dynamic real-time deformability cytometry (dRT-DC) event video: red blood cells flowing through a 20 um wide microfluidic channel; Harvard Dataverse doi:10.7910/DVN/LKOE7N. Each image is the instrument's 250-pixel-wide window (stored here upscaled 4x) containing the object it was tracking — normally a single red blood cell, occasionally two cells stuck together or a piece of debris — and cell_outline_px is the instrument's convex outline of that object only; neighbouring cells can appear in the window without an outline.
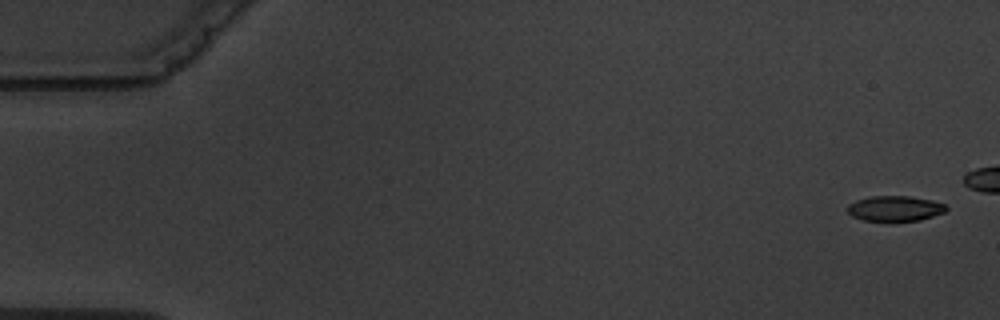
{"species": "common noctule bat (a hibernating species)", "species_latin": "Nyctalus noctula", "temperature_condition": "warm", "stored_images_in_passage": 7, "camera_frame_rate_fps": 3000, "um_per_image_px": 0.085, "animal": {"sex": "male", "body_mass_g": 19.5, "forearm_length_mm": 54.6}, "frame": {"image": 1, "passage_image": 1, "time_ms": 0.0, "image_size_px": [1000, 320], "cell_outline_px": [[948, 208], [944, 212], [920, 220], [864, 220], [852, 216], [848, 212], [848, 204], [856, 200], [868, 196], [912, 196], [932, 200], [944, 204]], "centroid_in_image_um": [76.06, 17.7], "position_along_channel_um": 8.9, "area_um2": 14.39}}